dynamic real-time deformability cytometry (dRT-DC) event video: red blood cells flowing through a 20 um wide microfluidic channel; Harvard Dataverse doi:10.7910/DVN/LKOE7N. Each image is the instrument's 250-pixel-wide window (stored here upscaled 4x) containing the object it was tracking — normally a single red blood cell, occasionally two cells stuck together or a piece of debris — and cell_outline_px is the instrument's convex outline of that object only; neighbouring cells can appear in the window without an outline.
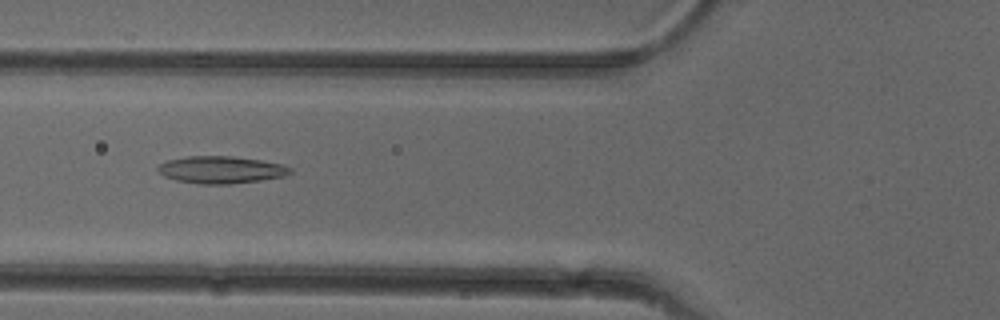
{"species": "common noctule bat (a hibernating species)", "species_latin": "Nyctalus noctula", "temperature_condition": "cold", "stored_images_in_passage": 51, "camera_frame_rate_fps": 3000, "um_per_image_px": 0.085, "animal": {"sex": "female"}, "frame": {"image": 1, "passage_image": 19, "time_ms": 6.0, "image_size_px": [1000, 320], "cell_outline_px": [[292, 172], [284, 176], [260, 180], [232, 184], [200, 184], [176, 180], [164, 176], [156, 168], [160, 164], [168, 160], [188, 156], [232, 156], [260, 160], [280, 164], [292, 168]], "centroid_in_image_um": [18.78, 14.43], "position_along_channel_um": 107.0, "area_um2": 20.87}}
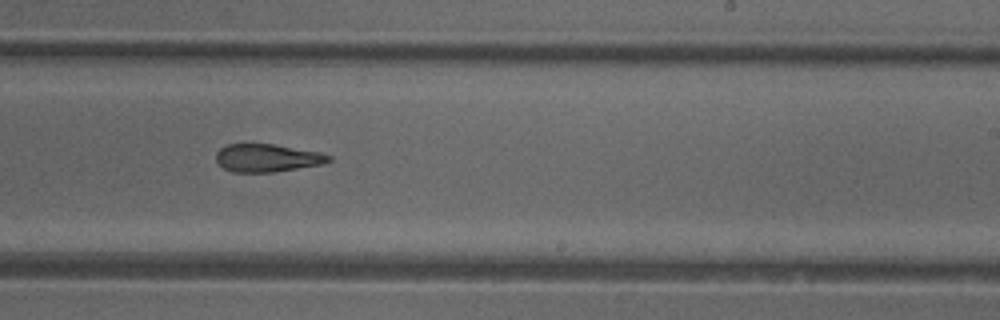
{"frame": {"image": 2, "passage_image": 31, "time_ms": 10.0, "image_size_px": [1000, 320], "cell_outline_px": [[332, 160], [320, 164], [272, 172], [232, 172], [224, 168], [216, 160], [216, 152], [220, 148], [228, 144], [276, 144], [320, 152], [332, 156]], "centroid_in_image_um": [22.7, 13.41], "position_along_channel_um": 266.3, "area_um2": 18.21}}
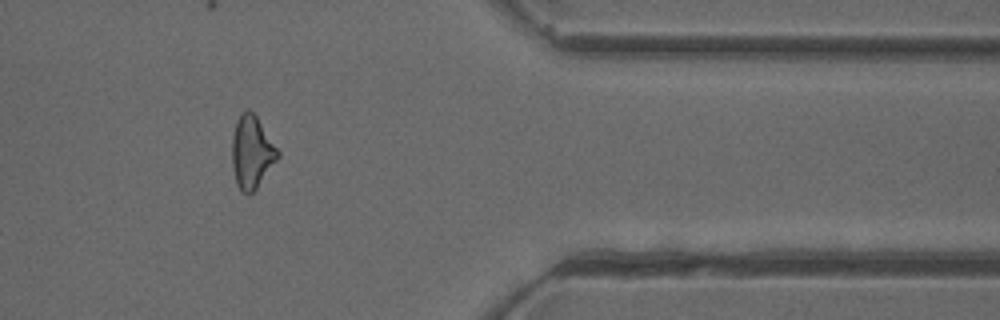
{"frame": {"image": 3, "passage_image": 42, "time_ms": 13.667, "image_size_px": [1000, 320], "cell_outline_px": [[280, 156], [256, 188], [252, 192], [240, 192], [236, 184], [232, 168], [232, 136], [236, 124], [240, 116], [248, 108], [256, 116], [280, 152]], "centroid_in_image_um": [21.39, 12.95], "position_along_channel_um": 390.0, "area_um2": 19.07}, "authors_computed_cell_mechanics": {"area_um2": 19.8832, "velocity_mm_per_s": 3.9766, "shape_relaxation_time_tau1_ms": null, "shape_relaxation_time_tau2_ms": 4.7083, "deformation_change_tau1": null, "deformation_change_tau2": 0.1602}}